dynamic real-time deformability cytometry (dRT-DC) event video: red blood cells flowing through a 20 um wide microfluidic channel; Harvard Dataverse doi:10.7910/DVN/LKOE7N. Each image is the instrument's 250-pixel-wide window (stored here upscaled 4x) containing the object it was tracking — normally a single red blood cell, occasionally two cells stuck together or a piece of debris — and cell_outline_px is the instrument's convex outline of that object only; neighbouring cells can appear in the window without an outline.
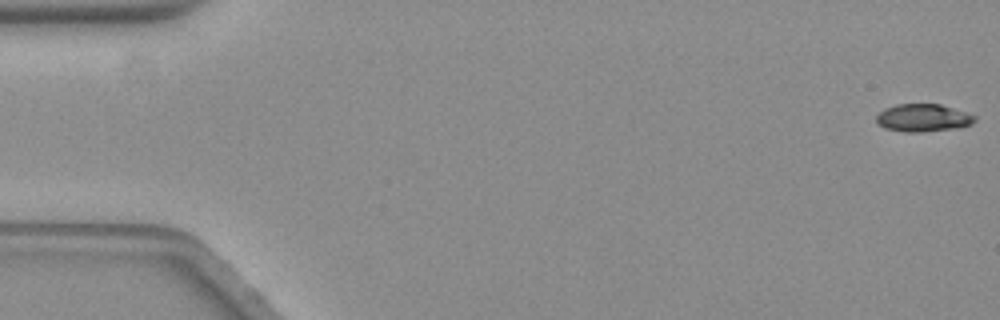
{"species": "common noctule bat (a hibernating species)", "species_latin": "Nyctalus noctula", "temperature_condition": "warm", "stored_images_in_passage": 59, "camera_frame_rate_fps": 3000, "um_per_image_px": 0.085, "animal": {"sex": "female", "body_mass_g": 19.3, "forearm_length_mm": 54.1}, "frame": {"image": 1, "passage_image": 1, "time_ms": 0.0, "image_size_px": [1000, 320], "cell_outline_px": [[976, 120], [972, 124], [948, 128], [920, 132], [908, 132], [884, 128], [876, 120], [876, 116], [884, 108], [896, 104], [940, 104], [976, 116]], "centroid_in_image_um": [78.42, 10.0], "position_along_channel_um": 6.6, "area_um2": 15.49}}
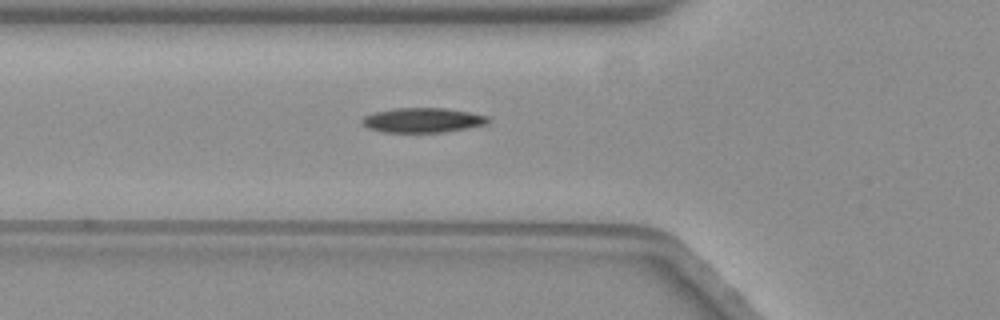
{"frame": {"image": 2, "passage_image": 21, "time_ms": 6.667, "image_size_px": [1000, 320], "cell_outline_px": [[492, 120], [488, 124], [468, 128], [444, 132], [384, 132], [368, 128], [360, 124], [360, 120], [364, 116], [372, 112], [396, 108], [444, 108], [468, 112], [488, 116]], "centroid_in_image_um": [35.91, 10.22], "position_along_channel_um": 89.9, "area_um2": 18.32}}
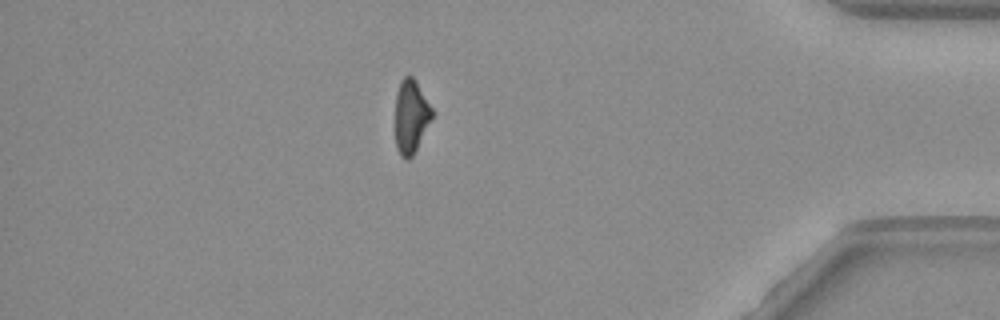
{"frame": {"image": 3, "passage_image": 51, "time_ms": 16.667, "image_size_px": [1000, 320], "cell_outline_px": [[432, 116], [412, 156], [408, 160], [404, 160], [400, 156], [396, 148], [396, 92], [400, 80], [404, 76], [412, 76], [416, 80], [432, 108]], "centroid_in_image_um": [34.9, 9.88], "position_along_channel_um": 400.3, "area_um2": 15.55}, "authors_computed_cell_mechanics": {"area_um2": 17.2822, "velocity_mm_per_s": 3.5213, "shape_relaxation_time_tau1_ms": 5.0858, "shape_relaxation_time_tau2_ms": 10.2924, "deformation_change_tau1": 0.1634, "deformation_change_tau2": 0.1923}}